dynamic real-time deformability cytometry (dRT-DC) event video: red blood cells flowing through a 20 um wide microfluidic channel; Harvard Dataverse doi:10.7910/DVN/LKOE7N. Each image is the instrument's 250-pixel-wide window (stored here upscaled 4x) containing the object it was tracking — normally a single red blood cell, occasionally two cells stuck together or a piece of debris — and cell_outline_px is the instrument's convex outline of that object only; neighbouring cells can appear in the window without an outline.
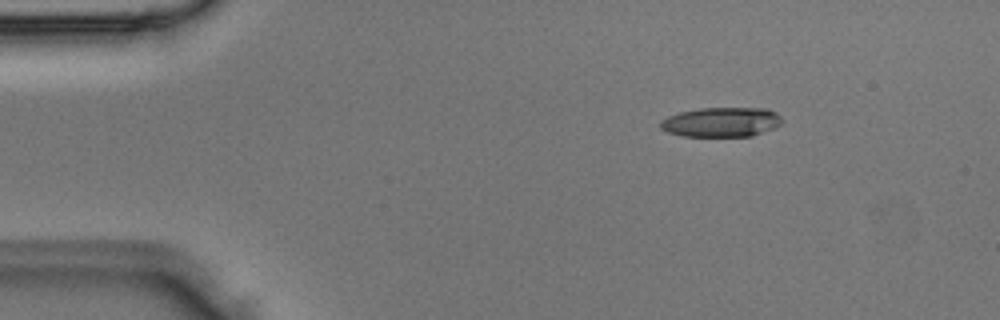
{"species": "Egyptian fruit bat (a non-hibernating species)", "species_latin": "Rousettus aegyptiacus", "temperature_condition": "room temperature", "stored_images_in_passage": 4, "camera_frame_rate_fps": 3000, "um_per_image_px": 0.085, "animal": {"sex": "male"}, "frame": {"image": 1, "passage_image": 2, "time_ms": 0.333, "image_size_px": [1000, 320], "cell_outline_px": [[784, 120], [780, 124], [772, 128], [752, 136], [680, 136], [668, 132], [660, 128], [660, 120], [668, 116], [680, 112], [700, 108], [768, 108], [776, 112]], "centroid_in_image_um": [61.31, 10.37], "position_along_channel_um": 23.7, "area_um2": 21.04}}